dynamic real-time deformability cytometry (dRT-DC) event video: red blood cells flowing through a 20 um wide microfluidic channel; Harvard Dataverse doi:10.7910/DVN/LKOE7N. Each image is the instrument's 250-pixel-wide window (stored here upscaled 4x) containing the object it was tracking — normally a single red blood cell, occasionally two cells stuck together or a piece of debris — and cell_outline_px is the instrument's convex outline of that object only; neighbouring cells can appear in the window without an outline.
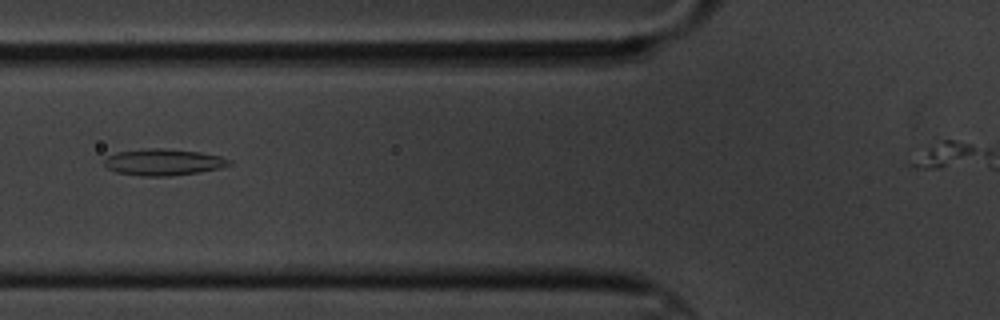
{"species": "common noctule bat (a hibernating species)", "species_latin": "Nyctalus noctula", "temperature_condition": "cold", "stored_images_in_passage": 3, "camera_frame_rate_fps": 3000, "um_per_image_px": 0.085, "animal": {"sex": "male", "body_mass_g": 20.1, "forearm_length_mm": 53.5}, "frame": {"image": 1, "passage_image": 2, "time_ms": 1.0, "image_size_px": [1000, 320], "cell_outline_px": [[232, 164], [220, 168], [196, 172], [168, 176], [140, 176], [116, 172], [108, 168], [104, 164], [104, 160], [108, 156], [116, 152], [144, 148], [160, 148], [200, 152], [220, 156], [232, 160]], "centroid_in_image_um": [13.87, 13.77], "position_along_channel_um": 111.9, "area_um2": 19.25}}
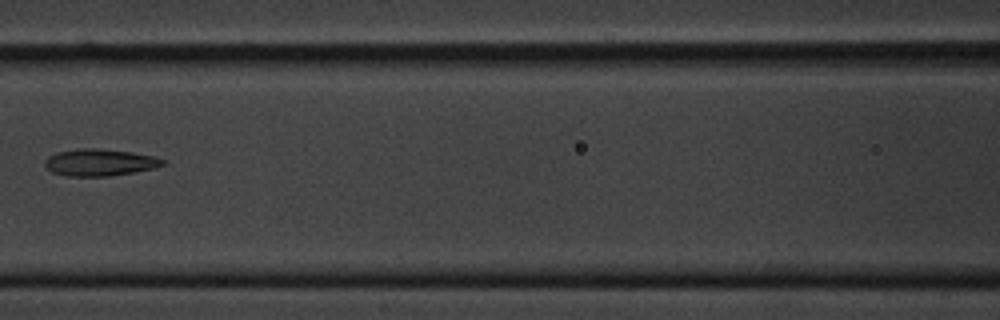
{"frame": {"image": 2, "passage_image": 3, "time_ms": 2.333, "image_size_px": [1000, 320], "cell_outline_px": [[168, 160], [164, 164], [152, 168], [132, 172], [108, 176], [68, 176], [52, 172], [44, 164], [44, 160], [48, 156], [56, 152], [80, 148], [100, 148], [132, 152], [152, 156]], "centroid_in_image_um": [8.45, 13.79], "position_along_channel_um": 158.1, "area_um2": 18.44}}